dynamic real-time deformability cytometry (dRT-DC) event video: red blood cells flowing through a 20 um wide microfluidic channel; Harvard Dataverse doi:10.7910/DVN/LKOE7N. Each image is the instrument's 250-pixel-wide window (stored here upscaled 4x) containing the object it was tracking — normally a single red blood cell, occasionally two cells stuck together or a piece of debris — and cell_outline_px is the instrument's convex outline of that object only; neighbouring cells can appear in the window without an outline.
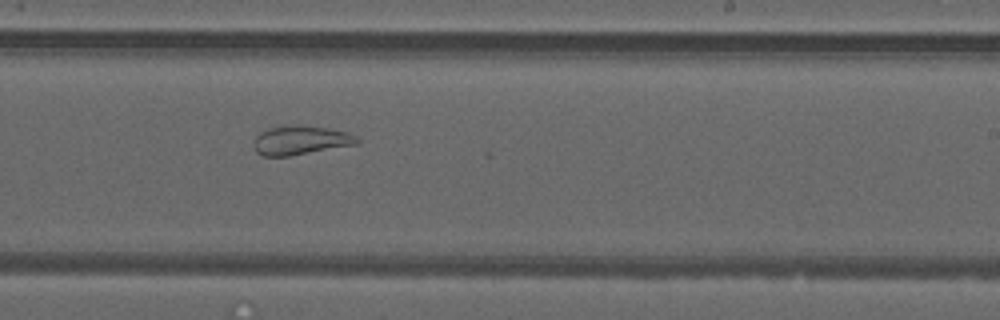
{"species": "common noctule bat (a hibernating species)", "species_latin": "Nyctalus noctula", "temperature_condition": "warm", "stored_images_in_passage": 45, "segment_of_instrument_passage": [2, 2], "camera_frame_rate_fps": 3000, "um_per_image_px": 0.085, "animal": {"sex": "male", "forearm_length_mm": 52.5}, "frame": {"image": 1, "passage_image": 31, "time_ms": 10.0, "image_size_px": [1000, 320], "cell_outline_px": [[360, 140], [356, 144], [288, 156], [264, 156], [256, 152], [256, 136], [260, 132], [268, 128], [296, 124], [328, 128], [348, 132], [356, 136]], "centroid_in_image_um": [25.57, 11.9], "position_along_channel_um": 263.4, "area_um2": 17.22}}
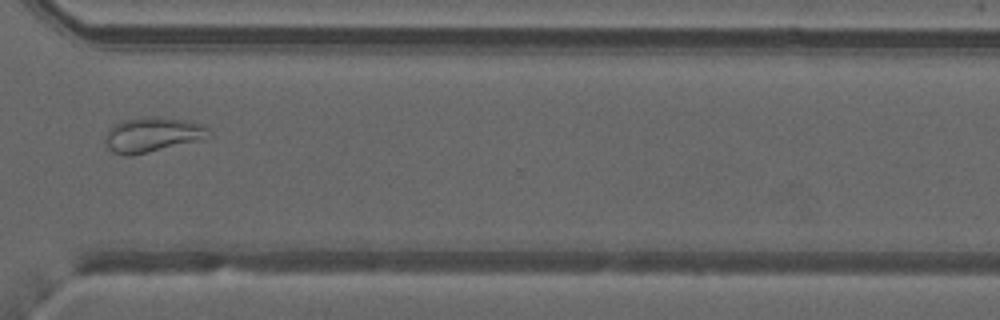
{"frame": {"image": 2, "passage_image": 38, "time_ms": 12.333, "image_size_px": [1000, 320], "cell_outline_px": [[212, 136], [148, 152], [128, 156], [112, 152], [108, 148], [104, 140], [104, 136], [116, 124], [124, 120], [140, 116], [168, 116], [192, 120], [204, 124], [208, 128]], "centroid_in_image_um": [12.99, 11.4], "position_along_channel_um": 357.6, "area_um2": 21.21}}
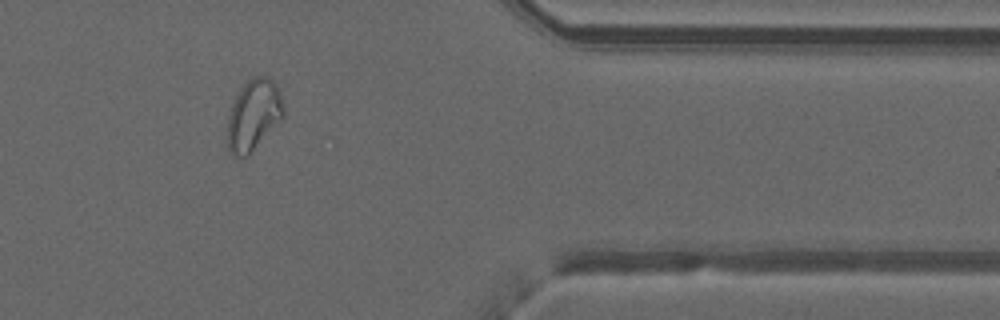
{"frame": {"image": 3, "passage_image": 42, "time_ms": 13.667, "image_size_px": [1000, 320], "cell_outline_px": [[284, 112], [280, 120], [244, 156], [236, 156], [228, 148], [228, 116], [232, 104], [236, 96], [244, 84], [252, 76], [268, 76], [276, 84], [280, 92], [284, 108]], "centroid_in_image_um": [21.56, 9.68], "position_along_channel_um": 389.8, "area_um2": 22.31}}